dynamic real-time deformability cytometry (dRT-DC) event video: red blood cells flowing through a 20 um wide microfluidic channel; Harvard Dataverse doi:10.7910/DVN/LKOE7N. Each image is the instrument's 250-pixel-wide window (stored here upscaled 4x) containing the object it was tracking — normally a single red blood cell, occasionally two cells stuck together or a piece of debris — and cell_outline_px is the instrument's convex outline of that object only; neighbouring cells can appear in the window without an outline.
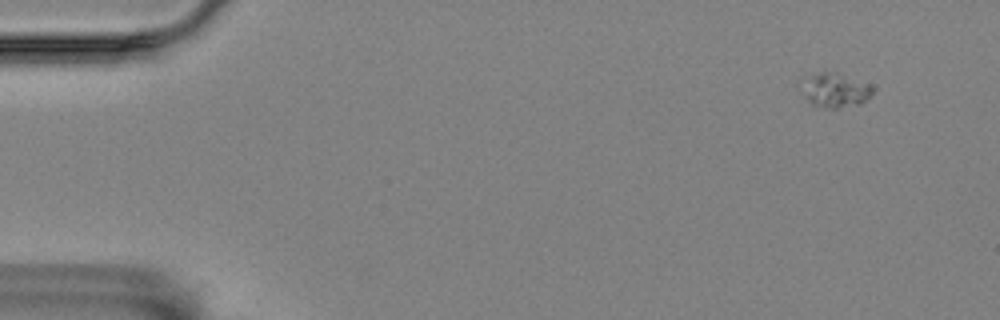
{"species": "Egyptian fruit bat (a non-hibernating species)", "species_latin": "Rousettus aegyptiacus", "temperature_condition": "room temperature", "stored_images_in_passage": 4, "camera_frame_rate_fps": 3000, "um_per_image_px": 0.085, "animal": {"sex": "female"}, "frame": {"image": 1, "passage_image": 1, "time_ms": 0.0, "image_size_px": [1000, 320], "cell_outline_px": [[876, 88], [860, 104], [836, 108], [828, 108], [812, 104], [808, 100], [808, 80], [812, 76], [820, 72], [836, 72], [868, 84]], "centroid_in_image_um": [71.13, 7.68], "position_along_channel_um": 13.9, "area_um2": 13.06}}
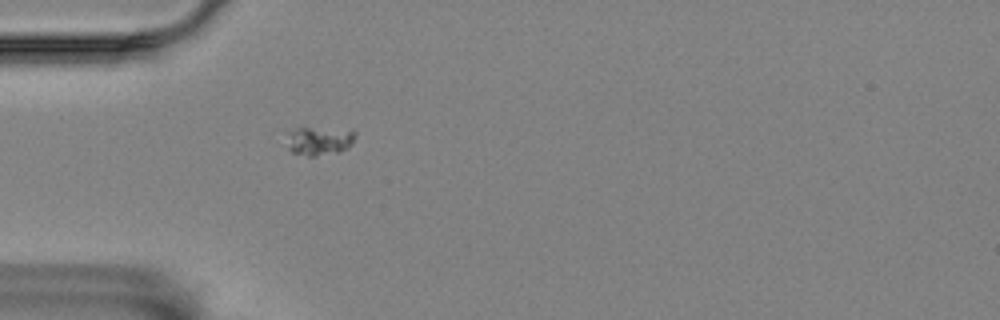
{"frame": {"image": 2, "passage_image": 4, "time_ms": 1.0, "image_size_px": [1000, 320], "cell_outline_px": [[356, 136], [352, 144], [348, 148], [340, 152], [316, 156], [308, 156], [292, 152], [288, 148], [288, 132], [296, 128], [352, 128], [356, 132]], "centroid_in_image_um": [27.22, 11.95], "position_along_channel_um": 57.8, "area_um2": 11.73}}